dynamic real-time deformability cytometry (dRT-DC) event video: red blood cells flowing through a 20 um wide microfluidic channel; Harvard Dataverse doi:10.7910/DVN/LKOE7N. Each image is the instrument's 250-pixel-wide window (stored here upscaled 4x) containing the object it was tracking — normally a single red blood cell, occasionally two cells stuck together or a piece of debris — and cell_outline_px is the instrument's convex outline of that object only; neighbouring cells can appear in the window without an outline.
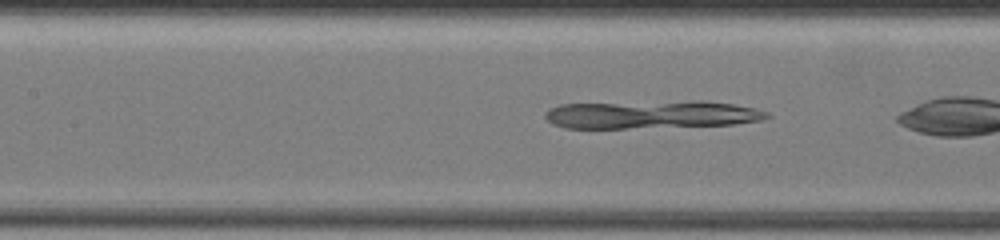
{"species": "common noctule bat (a hibernating species)", "species_latin": "Nyctalus noctula", "temperature_condition": "warm", "stored_images_in_passage": 31, "camera_frame_rate_fps": 3000, "um_per_image_px": 0.085, "animal": {"sex": "female", "body_mass_g": 19.5, "forearm_length_mm": 54.1}, "frame": {"image": 1, "passage_image": 10, "time_ms": 3.0, "image_size_px": [1000, 240], "cell_outline_px": [[772, 116], [760, 120], [736, 124], [624, 128], [564, 128], [552, 124], [544, 116], [544, 112], [560, 104], [732, 104], [752, 108], [768, 112]], "centroid_in_image_um": [55.26, 9.8], "position_along_channel_um": 152.1, "area_um2": 33.64}}